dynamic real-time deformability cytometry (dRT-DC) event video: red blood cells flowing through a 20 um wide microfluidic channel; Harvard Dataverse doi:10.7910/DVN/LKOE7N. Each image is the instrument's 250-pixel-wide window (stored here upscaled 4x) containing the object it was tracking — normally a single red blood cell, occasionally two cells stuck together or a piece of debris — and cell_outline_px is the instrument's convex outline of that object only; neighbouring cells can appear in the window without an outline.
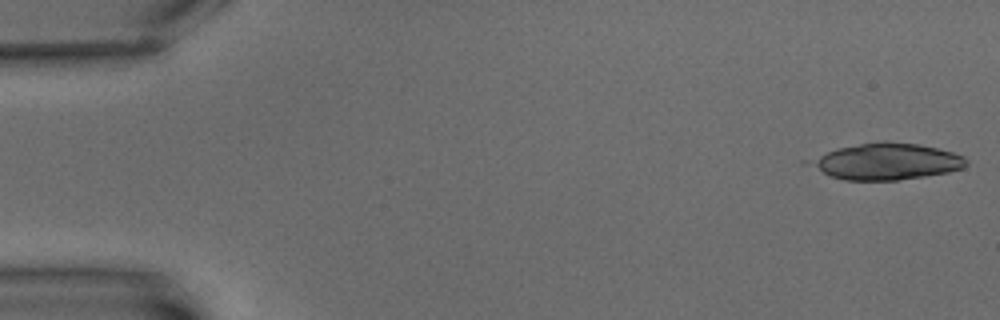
{"species": "common noctule bat (a hibernating species)", "species_latin": "Nyctalus noctula", "temperature_condition": "warm", "stored_images_in_passage": 11, "camera_frame_rate_fps": 3000, "um_per_image_px": 0.085, "animal": {"sex": "male", "body_mass_g": 15.6}, "frame": {"image": 1, "passage_image": 1, "time_ms": 0.0, "image_size_px": [1000, 320], "cell_outline_px": [[968, 164], [964, 168], [948, 172], [924, 176], [896, 180], [844, 180], [832, 176], [800, 164], [800, 160], [836, 148], [884, 140], [916, 144], [936, 148], [952, 152], [964, 156], [968, 160]], "centroid_in_image_um": [75.22, 13.72], "position_along_channel_um": 9.8, "area_um2": 33.81}}
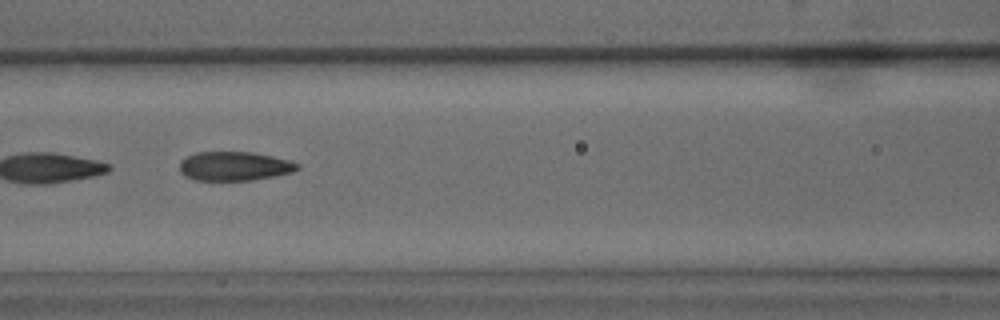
{"frame": {"image": 2, "passage_image": 8, "time_ms": 9.0, "image_size_px": [1000, 320], "cell_outline_px": [[300, 168], [292, 172], [272, 176], [248, 180], [196, 180], [184, 176], [180, 172], [180, 160], [196, 152], [252, 152], [272, 156], [288, 160], [300, 164]], "centroid_in_image_um": [19.9, 14.11], "position_along_channel_um": 146.7, "area_um2": 19.83}}
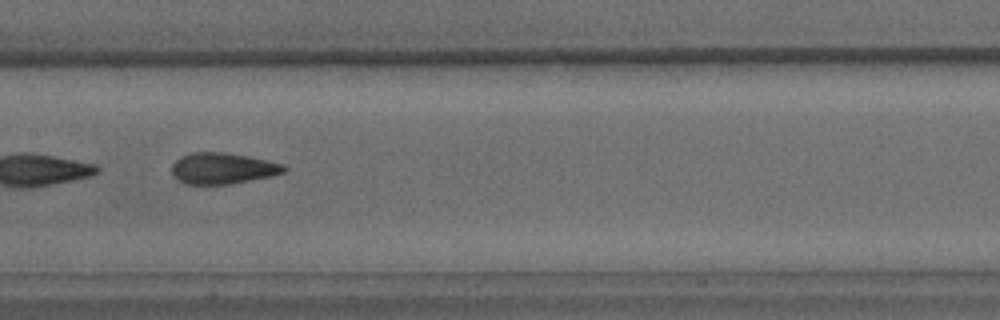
{"frame": {"image": 3, "passage_image": 9, "time_ms": 10.333, "image_size_px": [1000, 320], "cell_outline_px": [[288, 168], [284, 172], [272, 176], [232, 184], [184, 184], [172, 176], [172, 164], [180, 156], [192, 152], [224, 152], [248, 156], [284, 164]], "centroid_in_image_um": [18.92, 14.31], "position_along_channel_um": 188.5, "area_um2": 20.58}}